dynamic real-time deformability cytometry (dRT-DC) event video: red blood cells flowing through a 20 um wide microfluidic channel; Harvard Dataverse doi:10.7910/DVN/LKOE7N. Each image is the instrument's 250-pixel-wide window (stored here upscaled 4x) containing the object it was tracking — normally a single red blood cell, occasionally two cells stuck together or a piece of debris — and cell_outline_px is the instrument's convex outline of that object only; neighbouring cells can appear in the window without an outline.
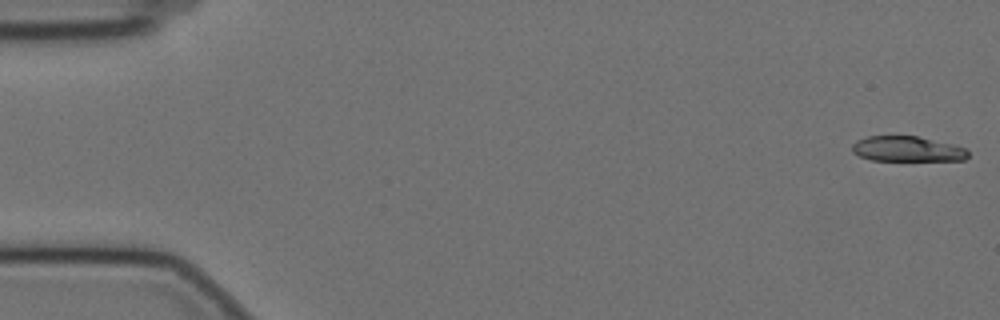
{"species": "Egyptian fruit bat (a non-hibernating species)", "species_latin": "Rousettus aegyptiacus", "temperature_condition": "cold", "stored_images_in_passage": 51, "camera_frame_rate_fps": 3000, "um_per_image_px": 0.085, "animal": {"sex": "female"}, "frame": {"image": 1, "passage_image": 1, "time_ms": 0.0, "image_size_px": [1000, 320], "cell_outline_px": [[968, 156], [964, 160], [872, 160], [860, 156], [852, 152], [852, 144], [856, 140], [868, 136], [916, 136], [952, 144], [964, 148], [968, 152]], "centroid_in_image_um": [77.08, 12.66], "position_along_channel_um": 7.9, "area_um2": 16.88}}
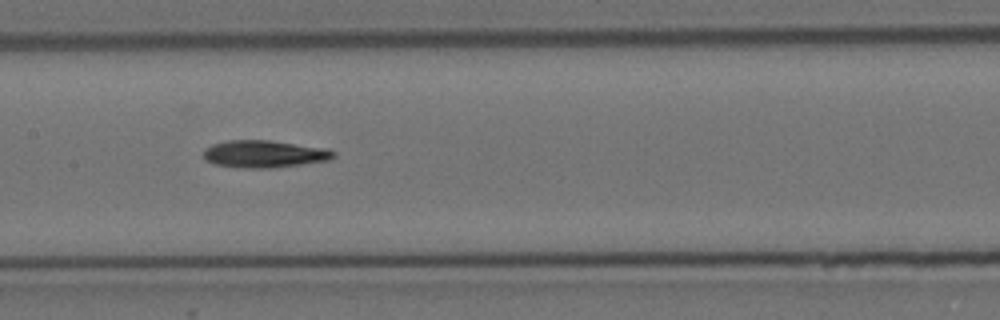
{"frame": {"image": 2, "passage_image": 28, "time_ms": 9.0, "image_size_px": [1000, 320], "cell_outline_px": [[336, 156], [332, 160], [272, 168], [244, 168], [216, 164], [204, 160], [204, 148], [212, 144], [228, 140], [268, 140], [328, 148], [336, 152]], "centroid_in_image_um": [22.5, 13.08], "position_along_channel_um": 184.9, "area_um2": 20.87}}
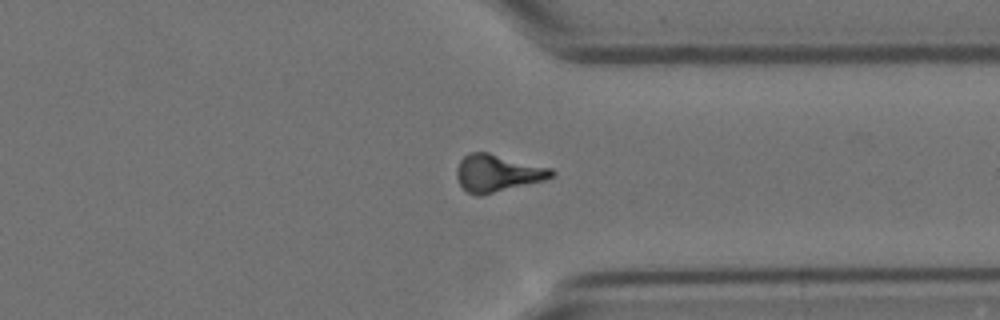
{"frame": {"image": 3, "passage_image": 44, "time_ms": 14.333, "image_size_px": [1000, 320], "cell_outline_px": [[556, 172], [552, 176], [544, 180], [480, 196], [476, 196], [468, 192], [460, 184], [456, 176], [456, 168], [460, 160], [468, 152], [488, 152], [552, 168]], "centroid_in_image_um": [42.27, 14.7], "position_along_channel_um": 369.1, "area_um2": 20.58}, "authors_computed_cell_mechanics": {"area_um2": 19.8832, "velocity_mm_per_s": 3.4886, "shape_relaxation_time_tau1_ms": 7.3112, "shape_relaxation_time_tau2_ms": null, "deformation_change_tau1": 0.1799, "deformation_change_tau2": null}}